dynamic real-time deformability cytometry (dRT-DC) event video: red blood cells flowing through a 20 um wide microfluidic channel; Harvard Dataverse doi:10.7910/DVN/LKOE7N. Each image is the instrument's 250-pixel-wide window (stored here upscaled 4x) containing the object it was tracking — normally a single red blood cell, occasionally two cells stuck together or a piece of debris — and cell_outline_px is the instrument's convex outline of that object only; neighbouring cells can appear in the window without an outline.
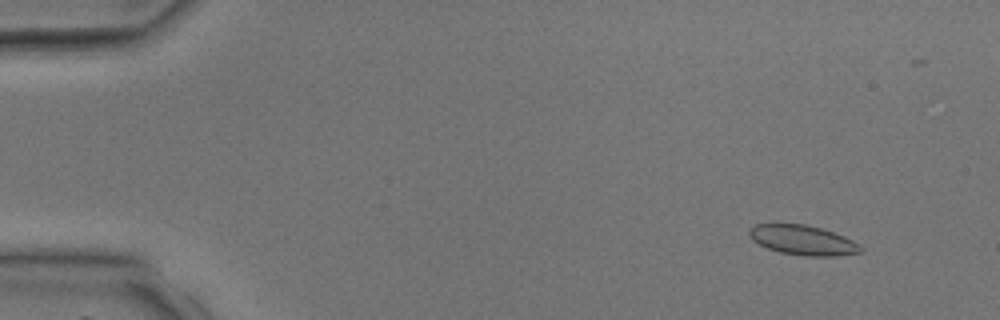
{"species": "common noctule bat (a hibernating species)", "species_latin": "Nyctalus noctula", "temperature_condition": "room temperature", "stored_images_in_passage": 5, "camera_frame_rate_fps": 3000, "um_per_image_px": 0.085, "animal": {"sex": "male", "body_mass_g": 17.9, "forearm_length_mm": 54.2}, "frame": {"image": 1, "passage_image": 2, "time_ms": 1.0, "image_size_px": [1000, 320], "cell_outline_px": [[864, 248], [860, 252], [836, 256], [804, 256], [780, 252], [768, 248], [752, 240], [748, 232], [756, 224], [772, 220], [804, 224], [820, 228], [844, 236], [860, 244]], "centroid_in_image_um": [68.19, 20.37], "position_along_channel_um": 16.8, "area_um2": 19.83}}